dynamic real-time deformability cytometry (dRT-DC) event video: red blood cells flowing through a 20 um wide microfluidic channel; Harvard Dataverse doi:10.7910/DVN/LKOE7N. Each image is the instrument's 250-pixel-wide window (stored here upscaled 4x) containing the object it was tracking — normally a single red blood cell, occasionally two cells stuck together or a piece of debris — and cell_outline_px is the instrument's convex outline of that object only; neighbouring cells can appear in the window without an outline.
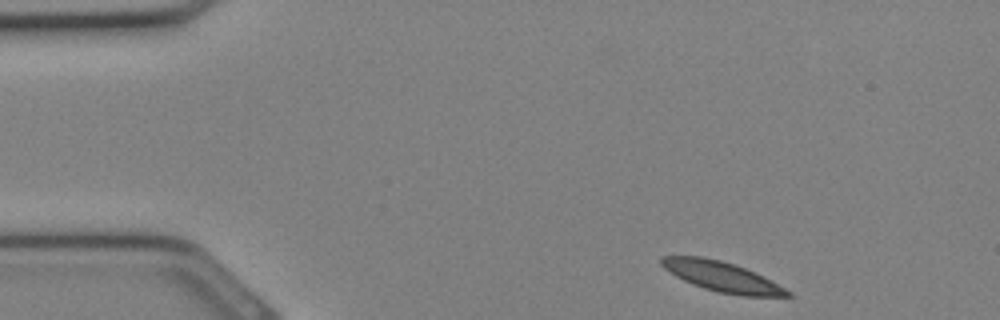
{"species": "Egyptian fruit bat (a non-hibernating species)", "species_latin": "Rousettus aegyptiacus", "temperature_condition": "cold", "stored_images_in_passage": 29, "camera_frame_rate_fps": 3000, "um_per_image_px": 0.085, "animal": {"sex": "female"}, "frame": {"image": 1, "passage_image": 1, "time_ms": 0.0, "image_size_px": [1000, 320], "cell_outline_px": [[792, 296], [744, 296], [716, 292], [692, 284], [668, 272], [660, 264], [660, 256], [704, 256], [736, 264], [756, 272], [764, 276], [792, 292]], "centroid_in_image_um": [61.36, 23.5], "position_along_channel_um": 23.6, "area_um2": 22.25}}
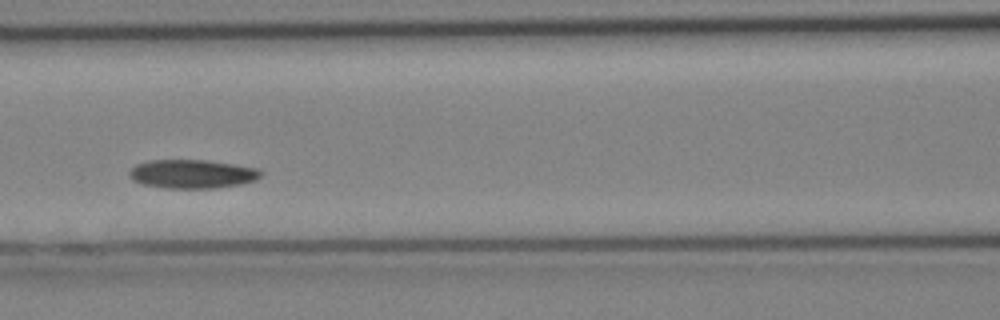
{"frame": {"image": 2, "passage_image": 11, "time_ms": 3.333, "image_size_px": [1000, 320], "cell_outline_px": [[264, 172], [256, 180], [240, 184], [216, 188], [164, 188], [140, 184], [132, 180], [128, 176], [128, 172], [136, 164], [148, 160], [204, 160], [232, 164], [256, 168]], "centroid_in_image_um": [16.29, 14.79], "position_along_channel_um": 150.3, "area_um2": 22.14}}
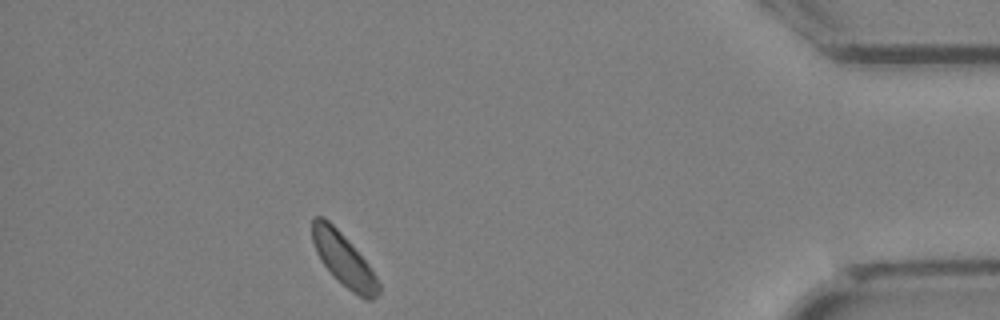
{"frame": {"image": 3, "passage_image": 26, "time_ms": 8.333, "image_size_px": [1000, 320], "cell_outline_px": [[380, 292], [372, 300], [368, 300], [352, 292], [320, 260], [316, 252], [312, 240], [312, 220], [316, 216], [324, 216], [348, 240], [368, 264], [376, 276], [380, 284]], "centroid_in_image_um": [29.21, 22.04], "position_along_channel_um": 406.0, "area_um2": 19.88}}